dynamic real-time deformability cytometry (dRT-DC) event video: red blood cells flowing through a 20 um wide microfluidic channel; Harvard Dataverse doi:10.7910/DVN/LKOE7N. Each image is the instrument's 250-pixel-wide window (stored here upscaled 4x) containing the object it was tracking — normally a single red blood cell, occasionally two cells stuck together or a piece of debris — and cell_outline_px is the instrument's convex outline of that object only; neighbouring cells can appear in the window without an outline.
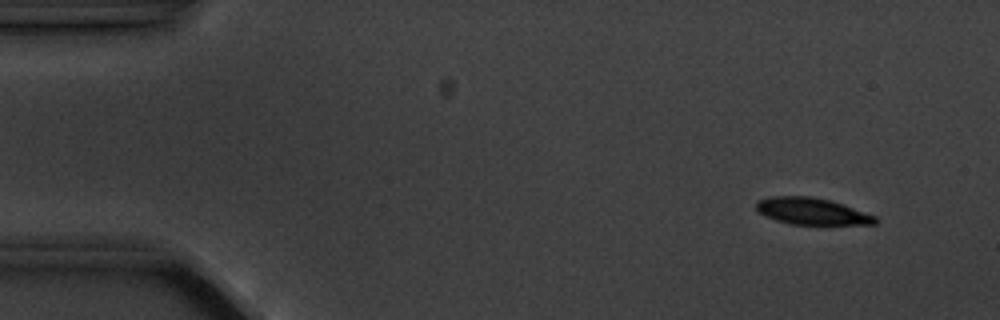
{"species": "common noctule bat (a hibernating species)", "species_latin": "Nyctalus noctula", "temperature_condition": "cold", "stored_images_in_passage": 4, "camera_frame_rate_fps": 3000, "um_per_image_px": 0.085, "animal": {"sex": "male", "body_mass_g": 20.1, "forearm_length_mm": 53.5}, "frame": {"image": 1, "passage_image": 1, "time_ms": 0.0, "image_size_px": [1000, 320], "cell_outline_px": [[876, 224], [792, 224], [776, 220], [760, 212], [756, 208], [756, 200], [768, 196], [808, 196], [828, 200], [876, 216]], "centroid_in_image_um": [68.95, 17.95], "position_along_channel_um": 16.0, "area_um2": 18.09}}